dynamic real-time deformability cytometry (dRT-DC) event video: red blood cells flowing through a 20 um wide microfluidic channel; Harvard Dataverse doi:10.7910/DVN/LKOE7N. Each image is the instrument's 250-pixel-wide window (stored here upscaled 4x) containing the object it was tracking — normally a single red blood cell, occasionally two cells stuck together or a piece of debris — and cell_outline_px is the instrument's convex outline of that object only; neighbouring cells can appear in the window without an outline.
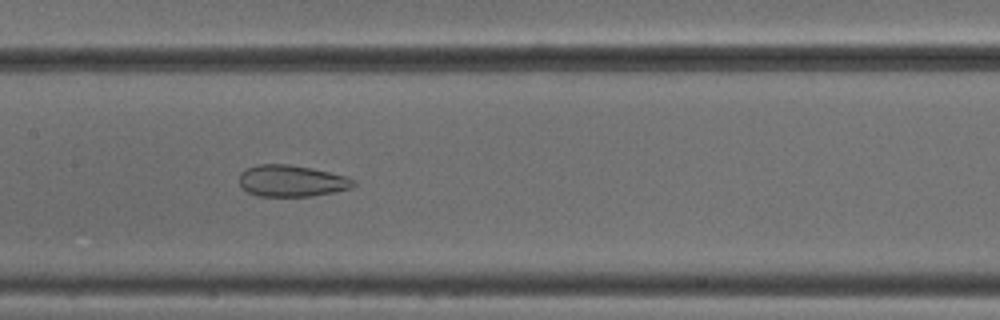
{"species": "common noctule bat (a hibernating species)", "species_latin": "Nyctalus noctula", "temperature_condition": "cold", "stored_images_in_passage": 51, "camera_frame_rate_fps": 3000, "um_per_image_px": 0.085, "animal": {"sex": "male", "body_mass_g": 18.8}, "frame": {"image": 1, "passage_image": 25, "time_ms": 8.0, "image_size_px": [1000, 320], "cell_outline_px": [[356, 184], [352, 188], [336, 192], [312, 196], [260, 196], [248, 192], [240, 184], [240, 172], [256, 164], [288, 164], [312, 168], [348, 176], [356, 180]], "centroid_in_image_um": [24.85, 15.37], "position_along_channel_um": 182.6, "area_um2": 21.15}}
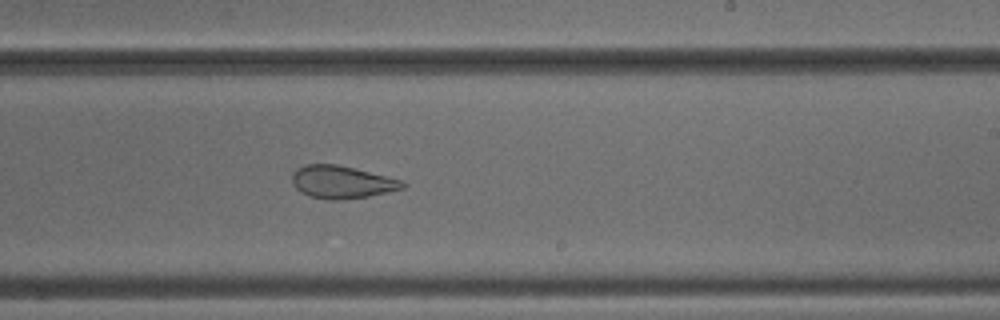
{"frame": {"image": 2, "passage_image": 31, "time_ms": 10.0, "image_size_px": [1000, 320], "cell_outline_px": [[408, 184], [404, 188], [368, 196], [340, 200], [328, 200], [308, 196], [300, 192], [292, 184], [292, 172], [296, 168], [304, 164], [336, 164], [400, 180]], "centroid_in_image_um": [28.98, 15.48], "position_along_channel_um": 260.0, "area_um2": 20.92}}
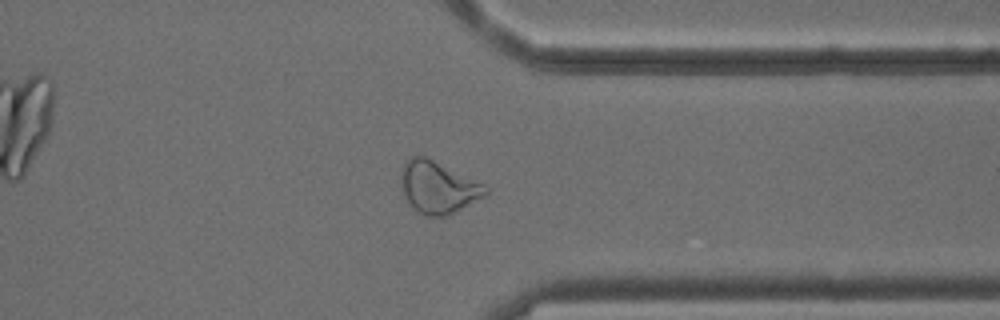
{"frame": {"image": 3, "passage_image": 40, "time_ms": 13.0, "image_size_px": [1000, 320], "cell_outline_px": [[488, 192], [484, 196], [456, 212], [448, 216], [424, 216], [408, 204], [400, 184], [400, 168], [412, 156], [424, 156], [484, 184], [488, 188]], "centroid_in_image_um": [37.2, 15.94], "position_along_channel_um": 374.2, "area_um2": 25.55}, "authors_computed_cell_mechanics": {"area_um2": 27.3394, "velocity_mm_per_s": 3.8742, "shape_relaxation_time_tau1_ms": null, "shape_relaxation_time_tau2_ms": 1.4583, "deformation_change_tau1": null, "deformation_change_tau2": 0.0937}}